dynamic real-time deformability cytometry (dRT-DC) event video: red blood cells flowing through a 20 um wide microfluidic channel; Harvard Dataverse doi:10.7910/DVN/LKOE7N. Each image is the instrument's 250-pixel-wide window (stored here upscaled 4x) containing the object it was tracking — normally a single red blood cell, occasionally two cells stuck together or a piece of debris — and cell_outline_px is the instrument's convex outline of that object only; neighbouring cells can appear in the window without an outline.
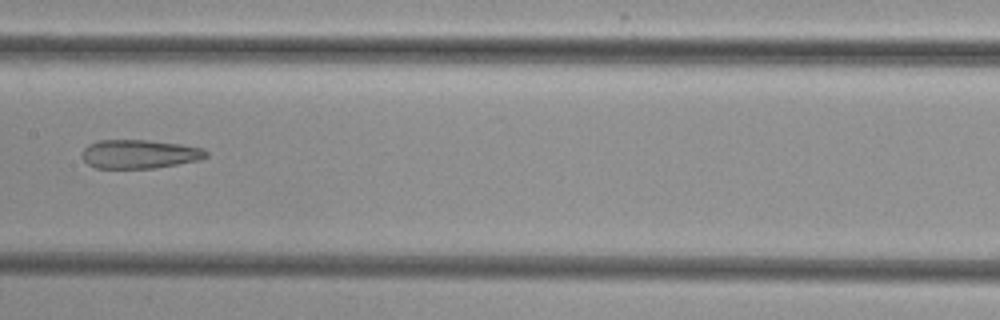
{"species": "common noctule bat (a hibernating species)", "species_latin": "Nyctalus noctula", "temperature_condition": "cold", "stored_images_in_passage": 8, "camera_frame_rate_fps": 3000, "um_per_image_px": 0.085, "animal": {"sex": "female", "body_mass_g": 29.2, "forearm_length_mm": 56.3}, "frame": {"image": 1, "passage_image": 8, "time_ms": 9.0, "image_size_px": [1000, 320], "cell_outline_px": [[208, 156], [196, 160], [156, 168], [96, 168], [88, 164], [80, 156], [80, 152], [88, 144], [100, 140], [148, 140], [180, 144], [204, 148], [208, 152]], "centroid_in_image_um": [11.81, 13.09], "position_along_channel_um": 195.6, "area_um2": 20.87}}